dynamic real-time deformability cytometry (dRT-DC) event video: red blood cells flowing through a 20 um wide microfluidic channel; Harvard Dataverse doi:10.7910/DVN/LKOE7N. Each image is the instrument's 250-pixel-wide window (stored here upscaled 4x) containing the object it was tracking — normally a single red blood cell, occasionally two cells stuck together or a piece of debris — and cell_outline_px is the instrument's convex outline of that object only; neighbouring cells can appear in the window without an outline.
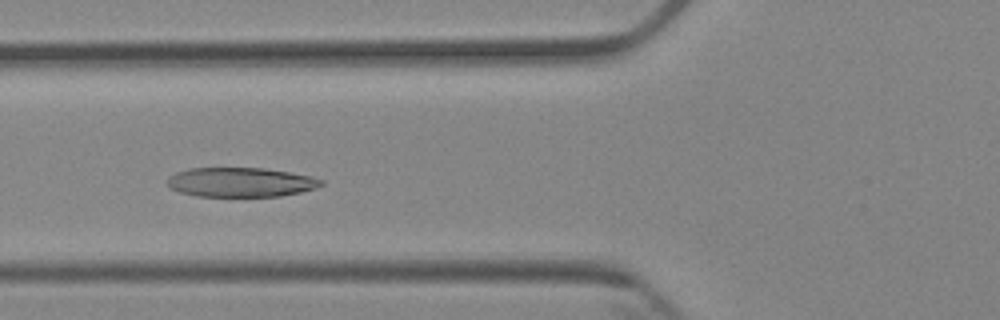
{"species": "Egyptian fruit bat (a non-hibernating species)", "species_latin": "Rousettus aegyptiacus", "temperature_condition": "cold", "stored_images_in_passage": 6, "camera_frame_rate_fps": 3000, "um_per_image_px": 0.085, "animal": {"sex": "female"}, "frame": {"image": 1, "passage_image": 6, "time_ms": 5.667, "image_size_px": [1000, 320], "cell_outline_px": [[324, 184], [316, 188], [300, 192], [280, 196], [196, 196], [180, 192], [172, 188], [168, 184], [168, 176], [176, 172], [188, 168], [264, 168], [312, 176], [324, 180]], "centroid_in_image_um": [20.48, 15.48], "position_along_channel_um": 105.3, "area_um2": 26.36}}